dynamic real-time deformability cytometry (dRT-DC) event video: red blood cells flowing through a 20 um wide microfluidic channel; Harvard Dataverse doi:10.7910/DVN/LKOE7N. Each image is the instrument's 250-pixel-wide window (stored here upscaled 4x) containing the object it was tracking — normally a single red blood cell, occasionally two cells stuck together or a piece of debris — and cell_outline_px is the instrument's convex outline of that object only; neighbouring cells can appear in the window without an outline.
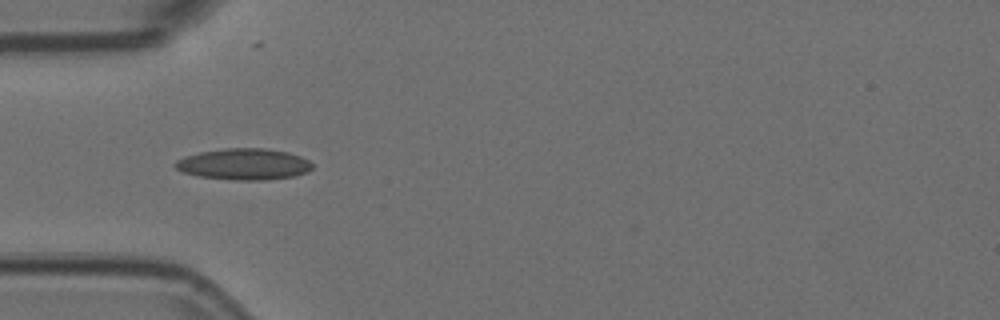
{"species": "Egyptian fruit bat (a non-hibernating species)", "species_latin": "Rousettus aegyptiacus", "temperature_condition": "room temperature", "stored_images_in_passage": 40, "camera_frame_rate_fps": 3000, "um_per_image_px": 0.085, "animal": {"sex": "female"}, "frame": {"image": 1, "passage_image": 1, "time_ms": 0.0, "image_size_px": [1000, 320], "cell_outline_px": [[312, 168], [308, 172], [296, 176], [268, 180], [236, 180], [196, 176], [180, 172], [172, 164], [176, 160], [184, 156], [200, 152], [224, 148], [264, 148], [288, 152], [300, 156], [308, 160], [312, 164]], "centroid_in_image_um": [20.71, 13.96], "position_along_channel_um": 64.3, "area_um2": 25.32}}
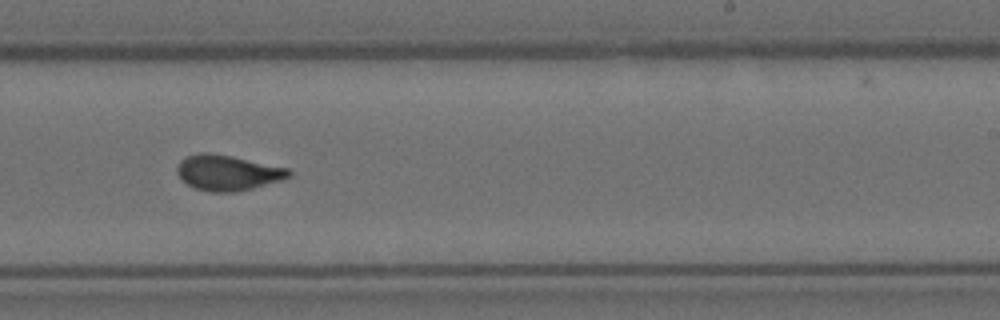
{"frame": {"image": 2, "passage_image": 18, "time_ms": 5.667, "image_size_px": [1000, 320], "cell_outline_px": [[292, 176], [284, 180], [236, 192], [208, 192], [196, 188], [188, 184], [176, 172], [176, 168], [180, 160], [188, 156], [200, 152], [208, 152], [232, 156], [288, 168], [292, 172]], "centroid_in_image_um": [19.38, 14.68], "position_along_channel_um": 269.6, "area_um2": 23.12}}
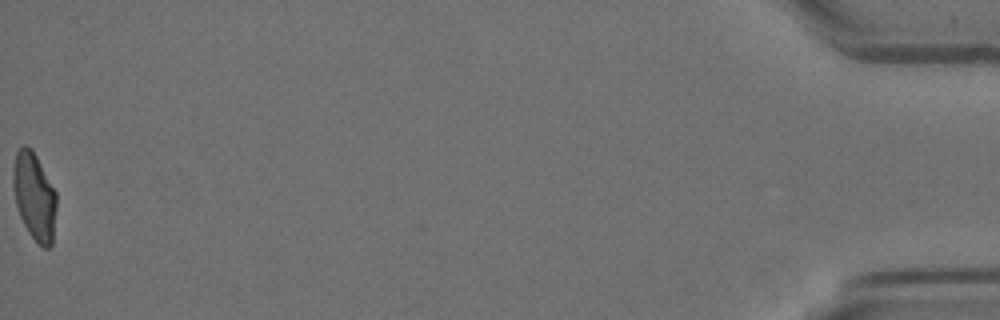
{"frame": {"image": 3, "passage_image": 40, "time_ms": 13.0, "image_size_px": [1000, 320], "cell_outline_px": [[56, 208], [52, 244], [48, 248], [44, 248], [28, 232], [20, 216], [16, 204], [12, 184], [12, 172], [16, 152], [24, 144], [32, 148], [56, 192]], "centroid_in_image_um": [2.91, 16.66], "position_along_channel_um": 432.3, "area_um2": 22.02}, "authors_computed_cell_mechanics": {"area_um2": 22.542, "velocity_mm_per_s": 3.6332, "shape_relaxation_time_tau1_ms": 8.1888, "shape_relaxation_time_tau2_ms": 0.9522, "deformation_change_tau1": 0.1887, "deformation_change_tau2": 0.0739}}